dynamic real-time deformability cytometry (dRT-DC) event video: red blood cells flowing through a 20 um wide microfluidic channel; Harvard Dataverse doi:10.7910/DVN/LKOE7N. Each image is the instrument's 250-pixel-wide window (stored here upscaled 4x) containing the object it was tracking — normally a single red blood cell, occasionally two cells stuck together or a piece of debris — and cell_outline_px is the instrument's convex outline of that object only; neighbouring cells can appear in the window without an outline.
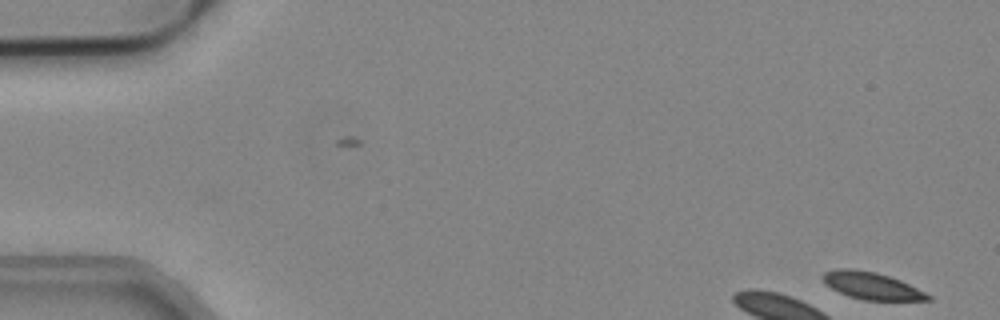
{"species": "common noctule bat (a hibernating species)", "species_latin": "Nyctalus noctula", "temperature_condition": "cold", "stored_images_in_passage": 8, "camera_frame_rate_fps": 3000, "um_per_image_px": 0.085, "animal": {"sex": "male", "body_mass_g": 19.2, "forearm_length_mm": 51.8}, "frame": {"image": 1, "passage_image": 1, "time_ms": 0.0, "image_size_px": [1000, 320], "cell_outline_px": [[932, 300], [864, 300], [848, 296], [824, 284], [820, 276], [824, 272], [836, 268], [852, 268], [876, 272], [900, 280], [932, 296]], "centroid_in_image_um": [74.03, 24.28], "position_along_channel_um": 11.0, "area_um2": 16.65}}